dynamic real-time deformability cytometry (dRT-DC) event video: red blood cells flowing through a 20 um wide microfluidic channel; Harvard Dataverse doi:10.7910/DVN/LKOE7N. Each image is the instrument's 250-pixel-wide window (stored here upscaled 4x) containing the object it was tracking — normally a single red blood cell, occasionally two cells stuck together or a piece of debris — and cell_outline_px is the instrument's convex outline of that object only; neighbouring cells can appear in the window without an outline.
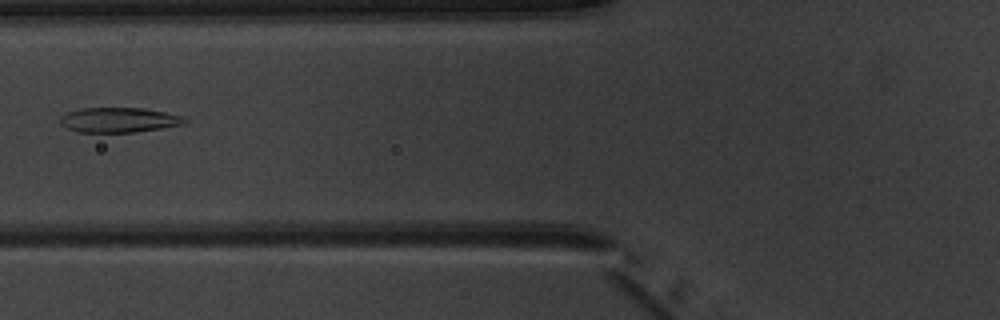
{"species": "common noctule bat (a hibernating species)", "species_latin": "Nyctalus noctula", "temperature_condition": "warm", "stored_images_in_passage": 5, "camera_frame_rate_fps": 3000, "um_per_image_px": 0.085, "animal": {"sex": "male", "body_mass_g": 20.1, "forearm_length_mm": 53.5}, "frame": {"image": 1, "passage_image": 4, "time_ms": 4.667, "image_size_px": [1000, 320], "cell_outline_px": [[188, 124], [132, 132], [76, 132], [60, 124], [60, 116], [68, 112], [80, 108], [144, 108], [184, 116], [188, 120]], "centroid_in_image_um": [10.13, 10.19], "position_along_channel_um": 115.7, "area_um2": 18.15}}
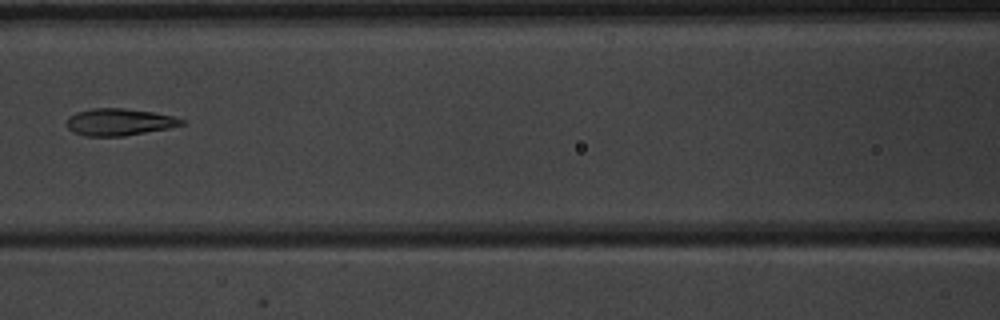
{"frame": {"image": 2, "passage_image": 5, "time_ms": 5.667, "image_size_px": [1000, 320], "cell_outline_px": [[184, 124], [168, 128], [124, 136], [84, 136], [72, 132], [68, 128], [68, 116], [76, 112], [92, 108], [124, 108], [152, 112], [172, 116], [184, 120]], "centroid_in_image_um": [10.1, 10.37], "position_along_channel_um": 156.5, "area_um2": 17.98}}